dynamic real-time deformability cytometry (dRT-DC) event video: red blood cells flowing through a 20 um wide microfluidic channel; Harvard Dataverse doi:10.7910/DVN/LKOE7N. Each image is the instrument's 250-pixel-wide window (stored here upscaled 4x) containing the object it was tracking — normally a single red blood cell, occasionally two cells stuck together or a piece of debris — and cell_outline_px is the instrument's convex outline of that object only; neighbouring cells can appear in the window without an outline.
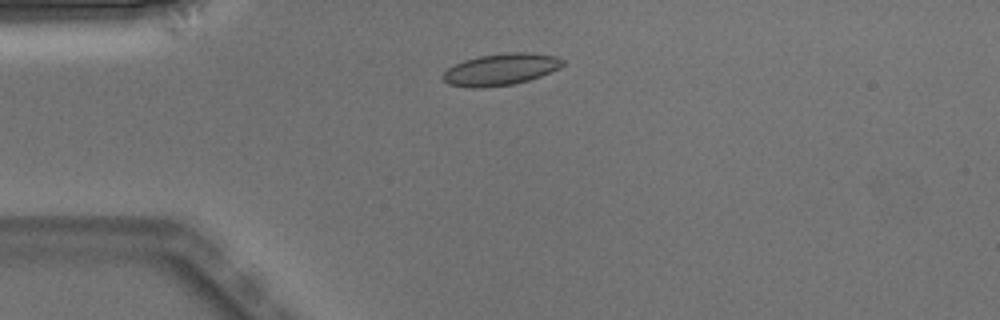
{"species": "Egyptian fruit bat (a non-hibernating species)", "species_latin": "Rousettus aegyptiacus", "temperature_condition": "warm", "stored_images_in_passage": 6, "camera_frame_rate_fps": 3000, "um_per_image_px": 0.085, "animal": {"sex": "male"}, "frame": {"image": 1, "passage_image": 2, "time_ms": 0.333, "image_size_px": [1000, 320], "cell_outline_px": [[564, 64], [560, 68], [540, 76], [528, 80], [512, 84], [480, 88], [472, 88], [448, 84], [440, 76], [448, 68], [464, 60], [480, 56], [508, 52], [528, 52], [556, 56], [564, 60]], "centroid_in_image_um": [42.56, 5.9], "position_along_channel_um": 42.4, "area_um2": 22.08}}